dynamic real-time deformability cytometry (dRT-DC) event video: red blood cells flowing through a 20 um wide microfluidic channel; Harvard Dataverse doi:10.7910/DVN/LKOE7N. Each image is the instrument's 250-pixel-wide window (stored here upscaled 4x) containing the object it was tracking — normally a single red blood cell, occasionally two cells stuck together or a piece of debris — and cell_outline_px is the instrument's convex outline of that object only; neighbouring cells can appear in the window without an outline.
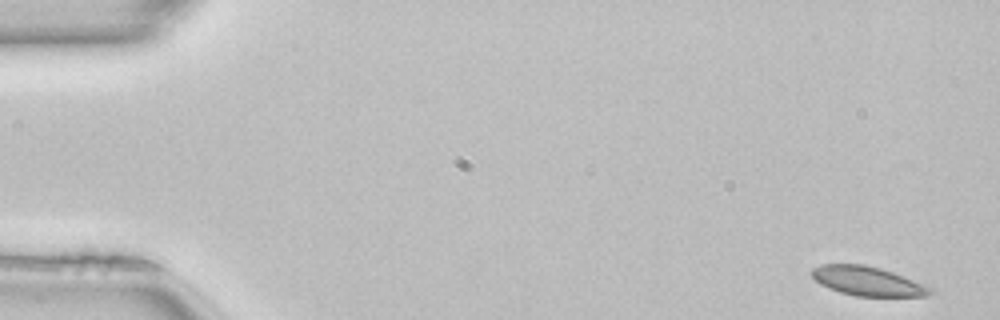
{"species": "common noctule bat (a hibernating species)", "species_latin": "Nyctalus noctula", "temperature_condition": "room temperature", "stored_images_in_passage": 23, "camera_frame_rate_fps": 3000, "um_per_image_px": 0.085, "animal": {"sex": "female", "body_mass_g": 22.7, "forearm_length_mm": 54.2}, "frame": {"image": 1, "passage_image": 1, "time_ms": 0.0, "image_size_px": [1000, 320], "cell_outline_px": [[932, 292], [928, 296], [856, 296], [840, 292], [828, 288], [820, 284], [812, 276], [812, 268], [820, 264], [864, 264], [880, 268], [904, 276], [924, 284], [932, 288]], "centroid_in_image_um": [73.73, 23.89], "position_along_channel_um": 11.3, "area_um2": 20.11}}